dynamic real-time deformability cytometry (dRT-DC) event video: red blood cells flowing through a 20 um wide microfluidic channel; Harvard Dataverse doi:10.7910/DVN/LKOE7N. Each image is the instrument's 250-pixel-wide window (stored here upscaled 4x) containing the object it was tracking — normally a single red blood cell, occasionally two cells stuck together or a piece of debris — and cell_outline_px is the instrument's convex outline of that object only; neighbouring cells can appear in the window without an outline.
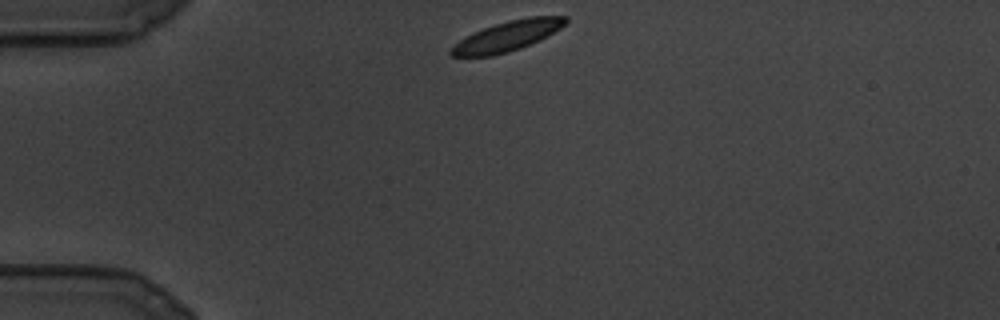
{"species": "common noctule bat (a hibernating species)", "species_latin": "Nyctalus noctula", "temperature_condition": "cold", "stored_images_in_passage": 30, "camera_frame_rate_fps": 3000, "um_per_image_px": 0.085, "animal": {"sex": "male", "body_mass_g": 19.5, "forearm_length_mm": 54.6}, "frame": {"image": 1, "passage_image": 1, "time_ms": 0.0, "image_size_px": [1000, 320], "cell_outline_px": [[568, 20], [560, 28], [520, 48], [508, 52], [492, 56], [452, 56], [448, 52], [464, 36], [484, 28], [508, 20], [528, 16], [568, 16]], "centroid_in_image_um": [43.09, 3.05], "position_along_channel_um": 41.9, "area_um2": 19.59}}
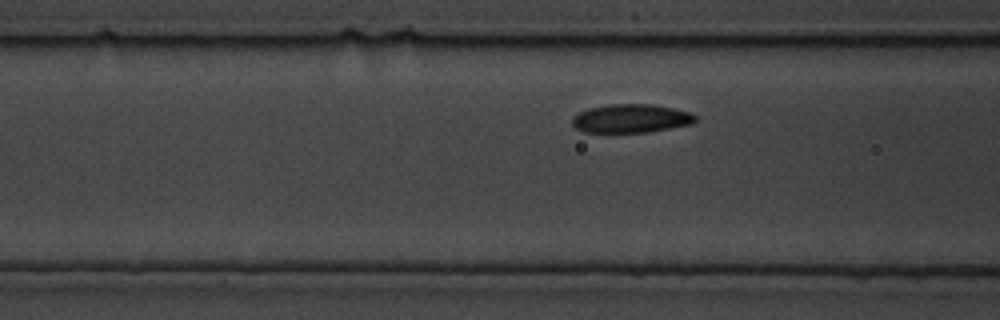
{"frame": {"image": 2, "passage_image": 18, "time_ms": 5.667, "image_size_px": [1000, 320], "cell_outline_px": [[696, 120], [692, 124], [644, 132], [584, 132], [576, 128], [572, 124], [572, 116], [588, 108], [608, 104], [652, 104], [692, 112], [696, 116]], "centroid_in_image_um": [53.62, 10.06], "position_along_channel_um": 113.0, "area_um2": 20.46}}
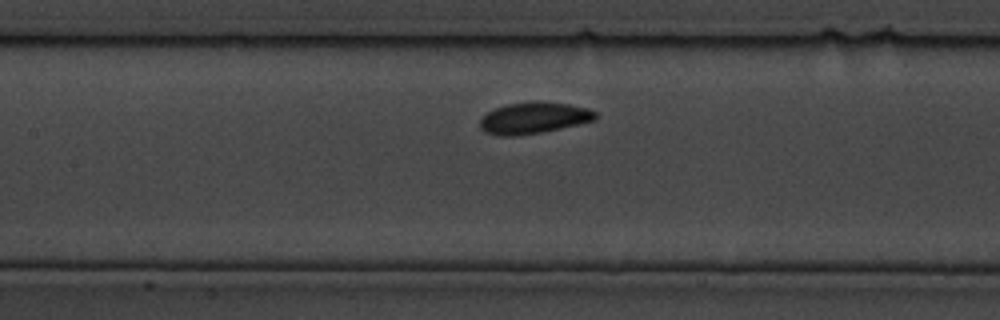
{"frame": {"image": 3, "passage_image": 26, "time_ms": 8.333, "image_size_px": [1000, 320], "cell_outline_px": [[596, 120], [544, 132], [516, 136], [500, 136], [484, 132], [480, 128], [480, 116], [496, 108], [508, 104], [536, 100], [568, 104], [588, 108], [596, 112]], "centroid_in_image_um": [45.35, 10.03], "position_along_channel_um": 162.0, "area_um2": 21.39}}